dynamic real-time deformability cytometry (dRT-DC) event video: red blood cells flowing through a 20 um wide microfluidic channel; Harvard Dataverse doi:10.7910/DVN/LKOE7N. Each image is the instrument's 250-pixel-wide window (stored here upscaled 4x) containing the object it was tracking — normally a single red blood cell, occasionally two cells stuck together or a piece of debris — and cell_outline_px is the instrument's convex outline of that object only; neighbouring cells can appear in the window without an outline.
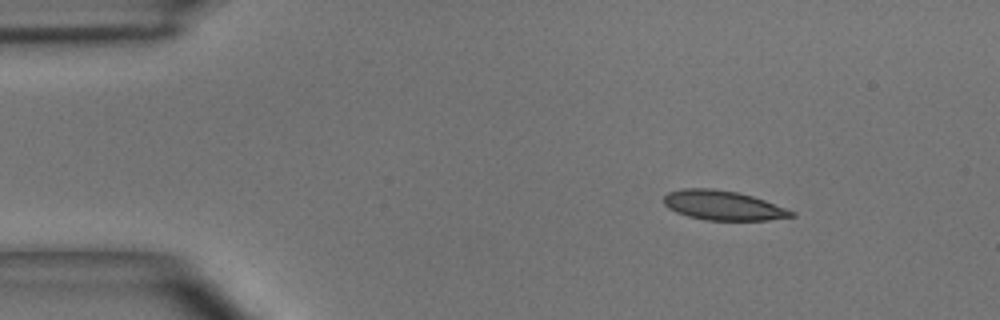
{"species": "common noctule bat (a hibernating species)", "species_latin": "Nyctalus noctula", "temperature_condition": "room temperature", "stored_images_in_passage": 44, "camera_frame_rate_fps": 3000, "um_per_image_px": 0.085, "animal": {"sex": "male", "body_mass_g": 15.6}, "frame": {"image": 1, "passage_image": 1, "time_ms": 0.0, "image_size_px": [1000, 320], "cell_outline_px": [[796, 216], [768, 220], [704, 220], [688, 216], [676, 212], [668, 208], [664, 204], [664, 196], [668, 192], [680, 188], [712, 188], [736, 192], [752, 196], [764, 200], [796, 212]], "centroid_in_image_um": [61.44, 17.46], "position_along_channel_um": 23.6, "area_um2": 21.96}}
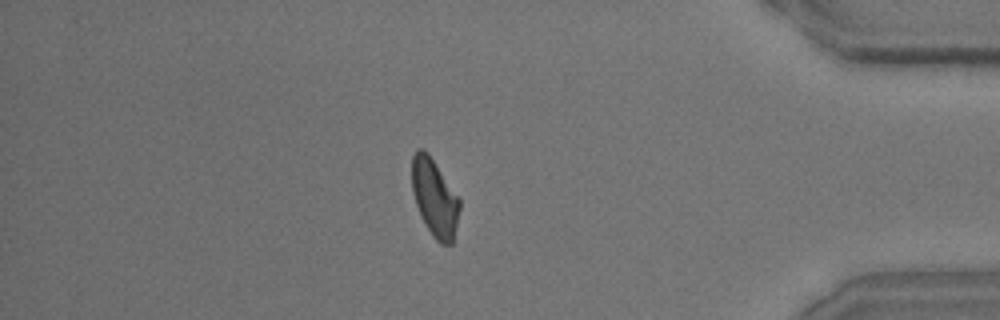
{"frame": {"image": 2, "passage_image": 37, "time_ms": 12.0, "image_size_px": [1000, 320], "cell_outline_px": [[460, 208], [452, 244], [440, 244], [432, 236], [416, 204], [412, 192], [412, 156], [420, 148], [428, 152], [460, 200]], "centroid_in_image_um": [36.94, 16.81], "position_along_channel_um": 398.3, "area_um2": 21.1}}
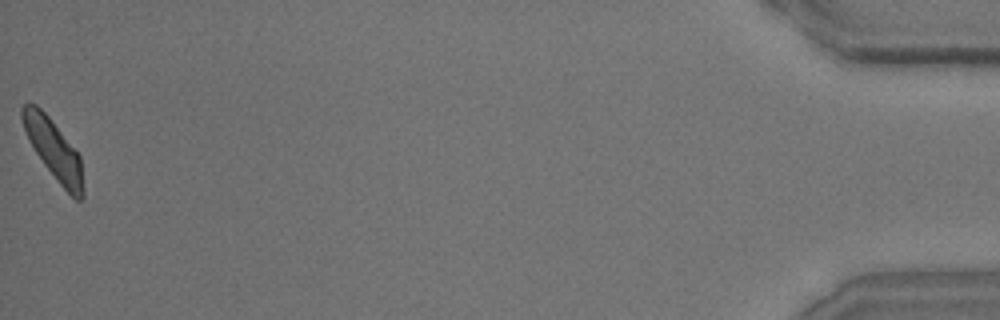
{"frame": {"image": 3, "passage_image": 44, "time_ms": 14.333, "image_size_px": [1000, 320], "cell_outline_px": [[84, 200], [76, 200], [60, 184], [44, 164], [28, 140], [20, 116], [20, 108], [24, 104], [36, 104], [48, 116], [80, 156], [84, 192]], "centroid_in_image_um": [4.55, 12.72], "position_along_channel_um": 430.6, "area_um2": 20.75}, "authors_computed_cell_mechanics": {"area_um2": 22.1663, "velocity_mm_per_s": 3.9939, "shape_relaxation_time_tau1_ms": 5.9198, "shape_relaxation_time_tau2_ms": 2.3173, "deformation_change_tau1": 0.1749, "deformation_change_tau2": 0.0908}}